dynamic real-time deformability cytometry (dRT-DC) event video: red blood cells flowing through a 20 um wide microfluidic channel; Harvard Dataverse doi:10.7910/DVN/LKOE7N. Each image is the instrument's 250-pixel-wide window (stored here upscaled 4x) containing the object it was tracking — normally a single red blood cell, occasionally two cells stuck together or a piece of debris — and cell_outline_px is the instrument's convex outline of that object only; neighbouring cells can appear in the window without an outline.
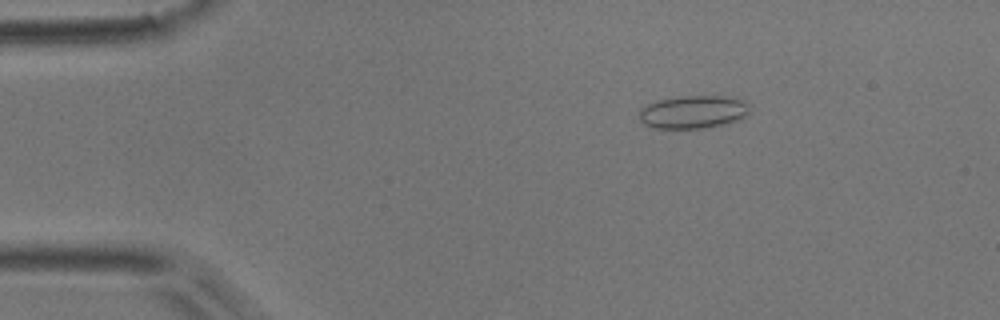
{"species": "common noctule bat (a hibernating species)", "species_latin": "Nyctalus noctula", "temperature_condition": "room temperature", "stored_images_in_passage": 44, "camera_frame_rate_fps": 3000, "um_per_image_px": 0.085, "animal": {"sex": "male", "body_mass_g": 17.9}, "frame": {"image": 1, "passage_image": 1, "time_ms": 0.0, "image_size_px": [1000, 320], "cell_outline_px": [[748, 112], [744, 116], [736, 120], [724, 124], [704, 128], [652, 128], [644, 124], [640, 120], [640, 108], [656, 100], [680, 96], [724, 96], [744, 100], [748, 104]], "centroid_in_image_um": [58.88, 9.51], "position_along_channel_um": 26.1, "area_um2": 21.15}}
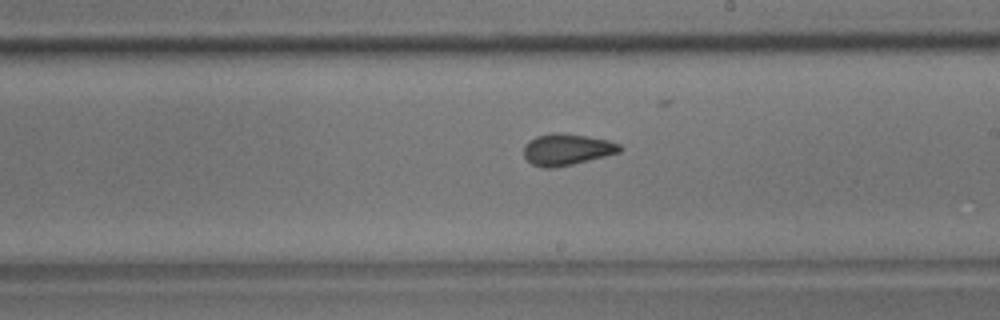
{"frame": {"image": 2, "passage_image": 22, "time_ms": 7.0, "image_size_px": [1000, 320], "cell_outline_px": [[624, 148], [620, 152], [572, 164], [552, 168], [544, 168], [532, 164], [524, 156], [524, 144], [528, 140], [536, 136], [552, 132], [560, 132], [588, 136], [608, 140], [620, 144]], "centroid_in_image_um": [48.17, 12.68], "position_along_channel_um": 240.8, "area_um2": 17.69}}
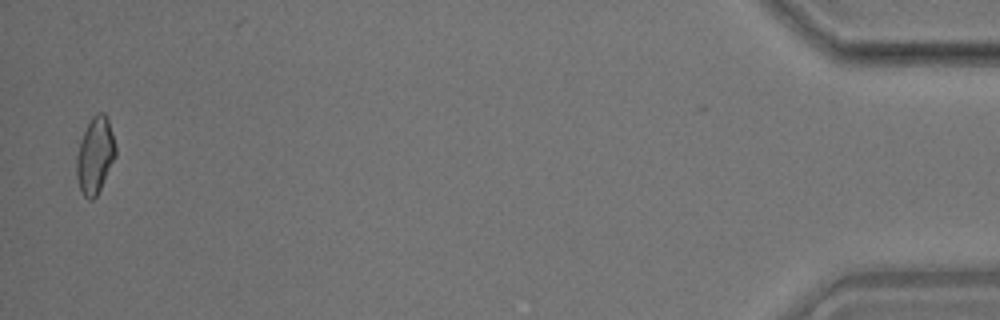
{"frame": {"image": 3, "passage_image": 43, "time_ms": 14.0, "image_size_px": [1000, 320], "cell_outline_px": [[116, 156], [96, 196], [92, 200], [88, 200], [84, 196], [80, 188], [76, 176], [76, 156], [80, 140], [92, 116], [96, 112], [104, 112], [108, 116], [116, 144]], "centroid_in_image_um": [8.09, 13.17], "position_along_channel_um": 427.1, "area_um2": 17.51}, "authors_computed_cell_mechanics": {"area_um2": 17.3111, "velocity_mm_per_s": 3.9263, "shape_relaxation_time_tau1_ms": 7.6325, "shape_relaxation_time_tau2_ms": 1.2293, "deformation_change_tau1": 0.1264, "deformation_change_tau2": 0.0678}}